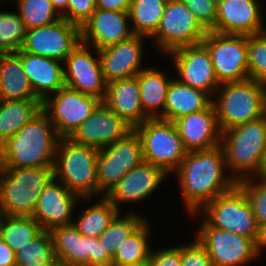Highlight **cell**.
<instances>
[{"instance_id": "6da1fadb", "label": "cell", "mask_w": 266, "mask_h": 266, "mask_svg": "<svg viewBox=\"0 0 266 266\" xmlns=\"http://www.w3.org/2000/svg\"><path fill=\"white\" fill-rule=\"evenodd\" d=\"M226 170L220 145L207 150L187 152L175 171L186 212L190 215L198 213L207 203L237 184L230 174H226Z\"/></svg>"}, {"instance_id": "7a4b0ae2", "label": "cell", "mask_w": 266, "mask_h": 266, "mask_svg": "<svg viewBox=\"0 0 266 266\" xmlns=\"http://www.w3.org/2000/svg\"><path fill=\"white\" fill-rule=\"evenodd\" d=\"M60 137L42 109L0 145V168L53 167Z\"/></svg>"}, {"instance_id": "3957f363", "label": "cell", "mask_w": 266, "mask_h": 266, "mask_svg": "<svg viewBox=\"0 0 266 266\" xmlns=\"http://www.w3.org/2000/svg\"><path fill=\"white\" fill-rule=\"evenodd\" d=\"M220 146L236 182L256 178L266 157V115L223 131Z\"/></svg>"}, {"instance_id": "277c9868", "label": "cell", "mask_w": 266, "mask_h": 266, "mask_svg": "<svg viewBox=\"0 0 266 266\" xmlns=\"http://www.w3.org/2000/svg\"><path fill=\"white\" fill-rule=\"evenodd\" d=\"M213 97L221 132L266 115L265 85L253 79L222 83Z\"/></svg>"}, {"instance_id": "5b68a950", "label": "cell", "mask_w": 266, "mask_h": 266, "mask_svg": "<svg viewBox=\"0 0 266 266\" xmlns=\"http://www.w3.org/2000/svg\"><path fill=\"white\" fill-rule=\"evenodd\" d=\"M98 148L60 138L54 159V178L81 198H97Z\"/></svg>"}, {"instance_id": "8992f818", "label": "cell", "mask_w": 266, "mask_h": 266, "mask_svg": "<svg viewBox=\"0 0 266 266\" xmlns=\"http://www.w3.org/2000/svg\"><path fill=\"white\" fill-rule=\"evenodd\" d=\"M53 178V167L0 168L3 215L32 216L41 192Z\"/></svg>"}, {"instance_id": "52a82bcc", "label": "cell", "mask_w": 266, "mask_h": 266, "mask_svg": "<svg viewBox=\"0 0 266 266\" xmlns=\"http://www.w3.org/2000/svg\"><path fill=\"white\" fill-rule=\"evenodd\" d=\"M134 130L142 141L144 161L173 174L187 154L174 122L149 118Z\"/></svg>"}, {"instance_id": "ba28073f", "label": "cell", "mask_w": 266, "mask_h": 266, "mask_svg": "<svg viewBox=\"0 0 266 266\" xmlns=\"http://www.w3.org/2000/svg\"><path fill=\"white\" fill-rule=\"evenodd\" d=\"M198 214L203 215V219L211 227L258 241L259 227L253 210L244 191L237 184L207 203L198 213L191 215Z\"/></svg>"}, {"instance_id": "9c48e42d", "label": "cell", "mask_w": 266, "mask_h": 266, "mask_svg": "<svg viewBox=\"0 0 266 266\" xmlns=\"http://www.w3.org/2000/svg\"><path fill=\"white\" fill-rule=\"evenodd\" d=\"M144 162L143 145L135 130L125 138L99 149L97 197L106 196L121 178Z\"/></svg>"}, {"instance_id": "30bf717a", "label": "cell", "mask_w": 266, "mask_h": 266, "mask_svg": "<svg viewBox=\"0 0 266 266\" xmlns=\"http://www.w3.org/2000/svg\"><path fill=\"white\" fill-rule=\"evenodd\" d=\"M207 31L182 0H167L161 21L153 38L164 54L182 46L202 43Z\"/></svg>"}, {"instance_id": "8fae6325", "label": "cell", "mask_w": 266, "mask_h": 266, "mask_svg": "<svg viewBox=\"0 0 266 266\" xmlns=\"http://www.w3.org/2000/svg\"><path fill=\"white\" fill-rule=\"evenodd\" d=\"M202 44L209 51L220 84L250 78L247 36L208 31Z\"/></svg>"}, {"instance_id": "7c38bea8", "label": "cell", "mask_w": 266, "mask_h": 266, "mask_svg": "<svg viewBox=\"0 0 266 266\" xmlns=\"http://www.w3.org/2000/svg\"><path fill=\"white\" fill-rule=\"evenodd\" d=\"M54 96V97H53ZM42 102L60 138H69L102 102L96 96L80 93L66 86Z\"/></svg>"}, {"instance_id": "4fadbf2b", "label": "cell", "mask_w": 266, "mask_h": 266, "mask_svg": "<svg viewBox=\"0 0 266 266\" xmlns=\"http://www.w3.org/2000/svg\"><path fill=\"white\" fill-rule=\"evenodd\" d=\"M196 239L207 250L214 266H245L258 256L252 238L211 227L204 219Z\"/></svg>"}, {"instance_id": "5bb4252c", "label": "cell", "mask_w": 266, "mask_h": 266, "mask_svg": "<svg viewBox=\"0 0 266 266\" xmlns=\"http://www.w3.org/2000/svg\"><path fill=\"white\" fill-rule=\"evenodd\" d=\"M55 258L67 266H111L112 257L96 237L83 236L73 225L51 231Z\"/></svg>"}, {"instance_id": "9a60e30c", "label": "cell", "mask_w": 266, "mask_h": 266, "mask_svg": "<svg viewBox=\"0 0 266 266\" xmlns=\"http://www.w3.org/2000/svg\"><path fill=\"white\" fill-rule=\"evenodd\" d=\"M81 42L80 26L62 17L53 24L28 29L21 50L64 62Z\"/></svg>"}, {"instance_id": "2e32d148", "label": "cell", "mask_w": 266, "mask_h": 266, "mask_svg": "<svg viewBox=\"0 0 266 266\" xmlns=\"http://www.w3.org/2000/svg\"><path fill=\"white\" fill-rule=\"evenodd\" d=\"M176 69V79L206 92L212 99L221 85L216 77L208 49L202 44L182 46L168 53Z\"/></svg>"}, {"instance_id": "e0dca14e", "label": "cell", "mask_w": 266, "mask_h": 266, "mask_svg": "<svg viewBox=\"0 0 266 266\" xmlns=\"http://www.w3.org/2000/svg\"><path fill=\"white\" fill-rule=\"evenodd\" d=\"M82 42L63 62L65 86L80 93L104 100L107 83L103 78L99 53ZM66 68V69H65Z\"/></svg>"}, {"instance_id": "ac0fdd59", "label": "cell", "mask_w": 266, "mask_h": 266, "mask_svg": "<svg viewBox=\"0 0 266 266\" xmlns=\"http://www.w3.org/2000/svg\"><path fill=\"white\" fill-rule=\"evenodd\" d=\"M133 130L102 101L69 138L76 143L101 149L125 138Z\"/></svg>"}, {"instance_id": "d6986e66", "label": "cell", "mask_w": 266, "mask_h": 266, "mask_svg": "<svg viewBox=\"0 0 266 266\" xmlns=\"http://www.w3.org/2000/svg\"><path fill=\"white\" fill-rule=\"evenodd\" d=\"M80 199L86 201L93 198H81L53 178L41 192L32 217L39 222L43 230L47 231L58 226L73 224L74 209Z\"/></svg>"}, {"instance_id": "ffe728a7", "label": "cell", "mask_w": 266, "mask_h": 266, "mask_svg": "<svg viewBox=\"0 0 266 266\" xmlns=\"http://www.w3.org/2000/svg\"><path fill=\"white\" fill-rule=\"evenodd\" d=\"M80 29L82 43L95 50L117 44L134 35L128 11L96 8Z\"/></svg>"}, {"instance_id": "44dd1931", "label": "cell", "mask_w": 266, "mask_h": 266, "mask_svg": "<svg viewBox=\"0 0 266 266\" xmlns=\"http://www.w3.org/2000/svg\"><path fill=\"white\" fill-rule=\"evenodd\" d=\"M148 37L134 34L129 39L98 50L106 83L136 76L142 69L143 41Z\"/></svg>"}, {"instance_id": "7402d4cb", "label": "cell", "mask_w": 266, "mask_h": 266, "mask_svg": "<svg viewBox=\"0 0 266 266\" xmlns=\"http://www.w3.org/2000/svg\"><path fill=\"white\" fill-rule=\"evenodd\" d=\"M261 4L257 0H225L217 5V19L212 31L233 35L264 33ZM264 27V28H263Z\"/></svg>"}, {"instance_id": "603a6c76", "label": "cell", "mask_w": 266, "mask_h": 266, "mask_svg": "<svg viewBox=\"0 0 266 266\" xmlns=\"http://www.w3.org/2000/svg\"><path fill=\"white\" fill-rule=\"evenodd\" d=\"M167 176L163 169L144 161L126 173L106 197L120 210V203L144 201Z\"/></svg>"}, {"instance_id": "cb8c5ba5", "label": "cell", "mask_w": 266, "mask_h": 266, "mask_svg": "<svg viewBox=\"0 0 266 266\" xmlns=\"http://www.w3.org/2000/svg\"><path fill=\"white\" fill-rule=\"evenodd\" d=\"M174 124L187 152L207 150L220 145L222 132L212 103L202 111L176 119Z\"/></svg>"}, {"instance_id": "d4e9b609", "label": "cell", "mask_w": 266, "mask_h": 266, "mask_svg": "<svg viewBox=\"0 0 266 266\" xmlns=\"http://www.w3.org/2000/svg\"><path fill=\"white\" fill-rule=\"evenodd\" d=\"M103 102L133 128L149 119L142 109L137 76L107 83Z\"/></svg>"}, {"instance_id": "484cf974", "label": "cell", "mask_w": 266, "mask_h": 266, "mask_svg": "<svg viewBox=\"0 0 266 266\" xmlns=\"http://www.w3.org/2000/svg\"><path fill=\"white\" fill-rule=\"evenodd\" d=\"M21 62L35 94L42 101L65 86L62 61L21 50Z\"/></svg>"}, {"instance_id": "4316f807", "label": "cell", "mask_w": 266, "mask_h": 266, "mask_svg": "<svg viewBox=\"0 0 266 266\" xmlns=\"http://www.w3.org/2000/svg\"><path fill=\"white\" fill-rule=\"evenodd\" d=\"M0 100H41L24 72L21 50L0 53Z\"/></svg>"}, {"instance_id": "83f0119b", "label": "cell", "mask_w": 266, "mask_h": 266, "mask_svg": "<svg viewBox=\"0 0 266 266\" xmlns=\"http://www.w3.org/2000/svg\"><path fill=\"white\" fill-rule=\"evenodd\" d=\"M212 103V98L204 91L172 78L164 108V120L174 122L190 113L206 109Z\"/></svg>"}, {"instance_id": "f1b7e54d", "label": "cell", "mask_w": 266, "mask_h": 266, "mask_svg": "<svg viewBox=\"0 0 266 266\" xmlns=\"http://www.w3.org/2000/svg\"><path fill=\"white\" fill-rule=\"evenodd\" d=\"M140 88V101L143 112L149 118L164 120L166 96L172 78L166 77L164 71L145 67L137 75Z\"/></svg>"}, {"instance_id": "f546056e", "label": "cell", "mask_w": 266, "mask_h": 266, "mask_svg": "<svg viewBox=\"0 0 266 266\" xmlns=\"http://www.w3.org/2000/svg\"><path fill=\"white\" fill-rule=\"evenodd\" d=\"M42 100H0V145L42 110Z\"/></svg>"}, {"instance_id": "4dcf8cb0", "label": "cell", "mask_w": 266, "mask_h": 266, "mask_svg": "<svg viewBox=\"0 0 266 266\" xmlns=\"http://www.w3.org/2000/svg\"><path fill=\"white\" fill-rule=\"evenodd\" d=\"M149 225L146 221L118 246L112 257V265L147 266L151 254Z\"/></svg>"}, {"instance_id": "1f68e13d", "label": "cell", "mask_w": 266, "mask_h": 266, "mask_svg": "<svg viewBox=\"0 0 266 266\" xmlns=\"http://www.w3.org/2000/svg\"><path fill=\"white\" fill-rule=\"evenodd\" d=\"M119 210L106 196H101L97 203L82 210L73 225L87 237L98 238L114 220ZM76 221V222H75Z\"/></svg>"}, {"instance_id": "d6a6232c", "label": "cell", "mask_w": 266, "mask_h": 266, "mask_svg": "<svg viewBox=\"0 0 266 266\" xmlns=\"http://www.w3.org/2000/svg\"><path fill=\"white\" fill-rule=\"evenodd\" d=\"M42 231L43 228L32 216L4 215L0 222V237L15 253Z\"/></svg>"}, {"instance_id": "836d02e7", "label": "cell", "mask_w": 266, "mask_h": 266, "mask_svg": "<svg viewBox=\"0 0 266 266\" xmlns=\"http://www.w3.org/2000/svg\"><path fill=\"white\" fill-rule=\"evenodd\" d=\"M167 0H131L129 19L132 32L150 38L158 29Z\"/></svg>"}, {"instance_id": "e575fe53", "label": "cell", "mask_w": 266, "mask_h": 266, "mask_svg": "<svg viewBox=\"0 0 266 266\" xmlns=\"http://www.w3.org/2000/svg\"><path fill=\"white\" fill-rule=\"evenodd\" d=\"M121 211L114 217L107 229L98 237L105 251L113 257L118 246L131 234L137 231L147 220L136 212H127L121 216Z\"/></svg>"}, {"instance_id": "d590c367", "label": "cell", "mask_w": 266, "mask_h": 266, "mask_svg": "<svg viewBox=\"0 0 266 266\" xmlns=\"http://www.w3.org/2000/svg\"><path fill=\"white\" fill-rule=\"evenodd\" d=\"M54 259L52 234L47 230L16 251V266H44Z\"/></svg>"}, {"instance_id": "8d00e7d4", "label": "cell", "mask_w": 266, "mask_h": 266, "mask_svg": "<svg viewBox=\"0 0 266 266\" xmlns=\"http://www.w3.org/2000/svg\"><path fill=\"white\" fill-rule=\"evenodd\" d=\"M17 13L27 29L53 24L62 17L50 0H17Z\"/></svg>"}, {"instance_id": "74e56055", "label": "cell", "mask_w": 266, "mask_h": 266, "mask_svg": "<svg viewBox=\"0 0 266 266\" xmlns=\"http://www.w3.org/2000/svg\"><path fill=\"white\" fill-rule=\"evenodd\" d=\"M27 30L17 12L0 11V53L21 50Z\"/></svg>"}, {"instance_id": "f35d334b", "label": "cell", "mask_w": 266, "mask_h": 266, "mask_svg": "<svg viewBox=\"0 0 266 266\" xmlns=\"http://www.w3.org/2000/svg\"><path fill=\"white\" fill-rule=\"evenodd\" d=\"M250 79L266 86V32L247 36Z\"/></svg>"}, {"instance_id": "ab89813d", "label": "cell", "mask_w": 266, "mask_h": 266, "mask_svg": "<svg viewBox=\"0 0 266 266\" xmlns=\"http://www.w3.org/2000/svg\"><path fill=\"white\" fill-rule=\"evenodd\" d=\"M254 179V177H251L240 180L237 185L244 191L253 210L256 223L260 228L266 224V183L257 177Z\"/></svg>"}, {"instance_id": "60d3db41", "label": "cell", "mask_w": 266, "mask_h": 266, "mask_svg": "<svg viewBox=\"0 0 266 266\" xmlns=\"http://www.w3.org/2000/svg\"><path fill=\"white\" fill-rule=\"evenodd\" d=\"M195 15L200 25L208 32L216 25L217 5L211 0H182Z\"/></svg>"}, {"instance_id": "b9f144b4", "label": "cell", "mask_w": 266, "mask_h": 266, "mask_svg": "<svg viewBox=\"0 0 266 266\" xmlns=\"http://www.w3.org/2000/svg\"><path fill=\"white\" fill-rule=\"evenodd\" d=\"M181 266H214L204 246L195 238L181 245Z\"/></svg>"}, {"instance_id": "7bdbcfd3", "label": "cell", "mask_w": 266, "mask_h": 266, "mask_svg": "<svg viewBox=\"0 0 266 266\" xmlns=\"http://www.w3.org/2000/svg\"><path fill=\"white\" fill-rule=\"evenodd\" d=\"M95 9V0H68V10L63 18L81 27Z\"/></svg>"}, {"instance_id": "ee69618b", "label": "cell", "mask_w": 266, "mask_h": 266, "mask_svg": "<svg viewBox=\"0 0 266 266\" xmlns=\"http://www.w3.org/2000/svg\"><path fill=\"white\" fill-rule=\"evenodd\" d=\"M152 251L147 266H181V245Z\"/></svg>"}, {"instance_id": "f6af8a7d", "label": "cell", "mask_w": 266, "mask_h": 266, "mask_svg": "<svg viewBox=\"0 0 266 266\" xmlns=\"http://www.w3.org/2000/svg\"><path fill=\"white\" fill-rule=\"evenodd\" d=\"M96 8L111 11H129L131 0H95Z\"/></svg>"}, {"instance_id": "bcb514c9", "label": "cell", "mask_w": 266, "mask_h": 266, "mask_svg": "<svg viewBox=\"0 0 266 266\" xmlns=\"http://www.w3.org/2000/svg\"><path fill=\"white\" fill-rule=\"evenodd\" d=\"M0 266H16V253L0 237Z\"/></svg>"}, {"instance_id": "7dc6e473", "label": "cell", "mask_w": 266, "mask_h": 266, "mask_svg": "<svg viewBox=\"0 0 266 266\" xmlns=\"http://www.w3.org/2000/svg\"><path fill=\"white\" fill-rule=\"evenodd\" d=\"M264 247H266V224L259 228V238L257 241L258 256H260Z\"/></svg>"}, {"instance_id": "c3c4849f", "label": "cell", "mask_w": 266, "mask_h": 266, "mask_svg": "<svg viewBox=\"0 0 266 266\" xmlns=\"http://www.w3.org/2000/svg\"><path fill=\"white\" fill-rule=\"evenodd\" d=\"M54 9L63 17L68 10V0H50Z\"/></svg>"}, {"instance_id": "681fc988", "label": "cell", "mask_w": 266, "mask_h": 266, "mask_svg": "<svg viewBox=\"0 0 266 266\" xmlns=\"http://www.w3.org/2000/svg\"><path fill=\"white\" fill-rule=\"evenodd\" d=\"M257 178L260 179L261 181H263L264 183H266V157L264 159L261 172L257 176Z\"/></svg>"}, {"instance_id": "f907efd6", "label": "cell", "mask_w": 266, "mask_h": 266, "mask_svg": "<svg viewBox=\"0 0 266 266\" xmlns=\"http://www.w3.org/2000/svg\"><path fill=\"white\" fill-rule=\"evenodd\" d=\"M44 266H67V265L63 263L61 260L55 258L52 262Z\"/></svg>"}, {"instance_id": "816d5d0a", "label": "cell", "mask_w": 266, "mask_h": 266, "mask_svg": "<svg viewBox=\"0 0 266 266\" xmlns=\"http://www.w3.org/2000/svg\"><path fill=\"white\" fill-rule=\"evenodd\" d=\"M216 5H219L221 2H224L225 0H211Z\"/></svg>"}, {"instance_id": "f5cc1de1", "label": "cell", "mask_w": 266, "mask_h": 266, "mask_svg": "<svg viewBox=\"0 0 266 266\" xmlns=\"http://www.w3.org/2000/svg\"><path fill=\"white\" fill-rule=\"evenodd\" d=\"M3 216L4 215H3L2 208H1V205H0V222H1V219H2Z\"/></svg>"}]
</instances>
